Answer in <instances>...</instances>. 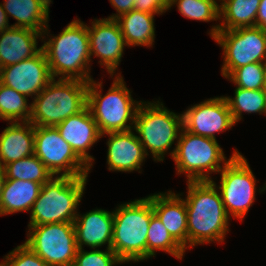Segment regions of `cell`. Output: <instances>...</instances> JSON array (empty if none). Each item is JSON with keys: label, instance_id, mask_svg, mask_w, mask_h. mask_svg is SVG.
<instances>
[{"label": "cell", "instance_id": "1", "mask_svg": "<svg viewBox=\"0 0 266 266\" xmlns=\"http://www.w3.org/2000/svg\"><path fill=\"white\" fill-rule=\"evenodd\" d=\"M184 197L187 211V250L196 245L224 243L229 233L221 194L212 181H187Z\"/></svg>", "mask_w": 266, "mask_h": 266}, {"label": "cell", "instance_id": "2", "mask_svg": "<svg viewBox=\"0 0 266 266\" xmlns=\"http://www.w3.org/2000/svg\"><path fill=\"white\" fill-rule=\"evenodd\" d=\"M41 42L52 78L78 79L85 82L93 79L90 75L93 61L86 23L75 18L57 36L50 34L47 25Z\"/></svg>", "mask_w": 266, "mask_h": 266}, {"label": "cell", "instance_id": "3", "mask_svg": "<svg viewBox=\"0 0 266 266\" xmlns=\"http://www.w3.org/2000/svg\"><path fill=\"white\" fill-rule=\"evenodd\" d=\"M115 77V78H114ZM113 83L103 95V81L88 82L87 107L101 134L134 129L137 110L142 100L132 97L122 75L111 76Z\"/></svg>", "mask_w": 266, "mask_h": 266}, {"label": "cell", "instance_id": "4", "mask_svg": "<svg viewBox=\"0 0 266 266\" xmlns=\"http://www.w3.org/2000/svg\"><path fill=\"white\" fill-rule=\"evenodd\" d=\"M154 214L148 197L116 206L111 250L124 262L147 260V235Z\"/></svg>", "mask_w": 266, "mask_h": 266}, {"label": "cell", "instance_id": "5", "mask_svg": "<svg viewBox=\"0 0 266 266\" xmlns=\"http://www.w3.org/2000/svg\"><path fill=\"white\" fill-rule=\"evenodd\" d=\"M88 176H53L40 189L30 210L28 226L73 223L85 193Z\"/></svg>", "mask_w": 266, "mask_h": 266}, {"label": "cell", "instance_id": "6", "mask_svg": "<svg viewBox=\"0 0 266 266\" xmlns=\"http://www.w3.org/2000/svg\"><path fill=\"white\" fill-rule=\"evenodd\" d=\"M160 101L143 100L134 123V131L138 134L146 156L150 153L155 162H163L169 150L168 154L173 157L175 147L172 144H177L183 129L182 113L170 111Z\"/></svg>", "mask_w": 266, "mask_h": 266}, {"label": "cell", "instance_id": "7", "mask_svg": "<svg viewBox=\"0 0 266 266\" xmlns=\"http://www.w3.org/2000/svg\"><path fill=\"white\" fill-rule=\"evenodd\" d=\"M88 82L78 79H52L32 99L29 121L34 126L55 127L87 107Z\"/></svg>", "mask_w": 266, "mask_h": 266}, {"label": "cell", "instance_id": "8", "mask_svg": "<svg viewBox=\"0 0 266 266\" xmlns=\"http://www.w3.org/2000/svg\"><path fill=\"white\" fill-rule=\"evenodd\" d=\"M232 152L228 159L217 140L183 128L172 157L176 175L185 174L186 181H211V174H218L234 155L241 154L237 149Z\"/></svg>", "mask_w": 266, "mask_h": 266}, {"label": "cell", "instance_id": "9", "mask_svg": "<svg viewBox=\"0 0 266 266\" xmlns=\"http://www.w3.org/2000/svg\"><path fill=\"white\" fill-rule=\"evenodd\" d=\"M220 184L211 181L218 188L227 215L243 222L250 207L256 200V192H266V181L262 188L256 186L257 179L248 160L242 155H234L219 172Z\"/></svg>", "mask_w": 266, "mask_h": 266}, {"label": "cell", "instance_id": "10", "mask_svg": "<svg viewBox=\"0 0 266 266\" xmlns=\"http://www.w3.org/2000/svg\"><path fill=\"white\" fill-rule=\"evenodd\" d=\"M222 48L221 76L251 63H266V32L257 26L219 30L212 38Z\"/></svg>", "mask_w": 266, "mask_h": 266}, {"label": "cell", "instance_id": "11", "mask_svg": "<svg viewBox=\"0 0 266 266\" xmlns=\"http://www.w3.org/2000/svg\"><path fill=\"white\" fill-rule=\"evenodd\" d=\"M24 244L48 266H73L78 250L73 223L28 226Z\"/></svg>", "mask_w": 266, "mask_h": 266}, {"label": "cell", "instance_id": "12", "mask_svg": "<svg viewBox=\"0 0 266 266\" xmlns=\"http://www.w3.org/2000/svg\"><path fill=\"white\" fill-rule=\"evenodd\" d=\"M34 155L54 176H88L90 167L61 137L56 127L34 126Z\"/></svg>", "mask_w": 266, "mask_h": 266}, {"label": "cell", "instance_id": "13", "mask_svg": "<svg viewBox=\"0 0 266 266\" xmlns=\"http://www.w3.org/2000/svg\"><path fill=\"white\" fill-rule=\"evenodd\" d=\"M184 111L185 130L214 140H217L216 133L229 131L236 125L224 96L205 99Z\"/></svg>", "mask_w": 266, "mask_h": 266}, {"label": "cell", "instance_id": "14", "mask_svg": "<svg viewBox=\"0 0 266 266\" xmlns=\"http://www.w3.org/2000/svg\"><path fill=\"white\" fill-rule=\"evenodd\" d=\"M87 28L91 58H99L98 63L110 76L122 75L116 70L127 45L118 22L115 19L99 18L94 19Z\"/></svg>", "mask_w": 266, "mask_h": 266}, {"label": "cell", "instance_id": "15", "mask_svg": "<svg viewBox=\"0 0 266 266\" xmlns=\"http://www.w3.org/2000/svg\"><path fill=\"white\" fill-rule=\"evenodd\" d=\"M52 79L48 61L42 49L29 59L2 67L0 72L2 84L33 99Z\"/></svg>", "mask_w": 266, "mask_h": 266}, {"label": "cell", "instance_id": "16", "mask_svg": "<svg viewBox=\"0 0 266 266\" xmlns=\"http://www.w3.org/2000/svg\"><path fill=\"white\" fill-rule=\"evenodd\" d=\"M104 136H108L106 163L109 171L142 172V165L147 156L134 129L105 133L101 138Z\"/></svg>", "mask_w": 266, "mask_h": 266}, {"label": "cell", "instance_id": "17", "mask_svg": "<svg viewBox=\"0 0 266 266\" xmlns=\"http://www.w3.org/2000/svg\"><path fill=\"white\" fill-rule=\"evenodd\" d=\"M55 127L91 170L95 158L90 155L89 150L99 141L102 134L89 108L86 107L80 113L68 117Z\"/></svg>", "mask_w": 266, "mask_h": 266}, {"label": "cell", "instance_id": "18", "mask_svg": "<svg viewBox=\"0 0 266 266\" xmlns=\"http://www.w3.org/2000/svg\"><path fill=\"white\" fill-rule=\"evenodd\" d=\"M73 224L78 249H84L85 246L91 249H99L106 244L105 247L111 249L114 224L113 211L96 208L85 214L78 212Z\"/></svg>", "mask_w": 266, "mask_h": 266}, {"label": "cell", "instance_id": "19", "mask_svg": "<svg viewBox=\"0 0 266 266\" xmlns=\"http://www.w3.org/2000/svg\"><path fill=\"white\" fill-rule=\"evenodd\" d=\"M183 194L167 190L147 197L151 200L154 213L169 234L187 250V211Z\"/></svg>", "mask_w": 266, "mask_h": 266}, {"label": "cell", "instance_id": "20", "mask_svg": "<svg viewBox=\"0 0 266 266\" xmlns=\"http://www.w3.org/2000/svg\"><path fill=\"white\" fill-rule=\"evenodd\" d=\"M42 33L25 27H11L0 32V62L2 67L16 64L36 55Z\"/></svg>", "mask_w": 266, "mask_h": 266}, {"label": "cell", "instance_id": "21", "mask_svg": "<svg viewBox=\"0 0 266 266\" xmlns=\"http://www.w3.org/2000/svg\"><path fill=\"white\" fill-rule=\"evenodd\" d=\"M0 134V166L34 154V125L30 122H7Z\"/></svg>", "mask_w": 266, "mask_h": 266}, {"label": "cell", "instance_id": "22", "mask_svg": "<svg viewBox=\"0 0 266 266\" xmlns=\"http://www.w3.org/2000/svg\"><path fill=\"white\" fill-rule=\"evenodd\" d=\"M2 2L8 19L12 17L16 20L12 27L30 28L40 33L46 29L52 0H4Z\"/></svg>", "mask_w": 266, "mask_h": 266}, {"label": "cell", "instance_id": "23", "mask_svg": "<svg viewBox=\"0 0 266 266\" xmlns=\"http://www.w3.org/2000/svg\"><path fill=\"white\" fill-rule=\"evenodd\" d=\"M261 0H222L219 4L220 23L212 25L209 35L213 38L219 30H233L256 26Z\"/></svg>", "mask_w": 266, "mask_h": 266}, {"label": "cell", "instance_id": "24", "mask_svg": "<svg viewBox=\"0 0 266 266\" xmlns=\"http://www.w3.org/2000/svg\"><path fill=\"white\" fill-rule=\"evenodd\" d=\"M154 17L155 14L133 9L115 19L127 47H153L156 38Z\"/></svg>", "mask_w": 266, "mask_h": 266}, {"label": "cell", "instance_id": "25", "mask_svg": "<svg viewBox=\"0 0 266 266\" xmlns=\"http://www.w3.org/2000/svg\"><path fill=\"white\" fill-rule=\"evenodd\" d=\"M41 186L33 181L6 179L0 200V216L29 212L38 198Z\"/></svg>", "mask_w": 266, "mask_h": 266}, {"label": "cell", "instance_id": "26", "mask_svg": "<svg viewBox=\"0 0 266 266\" xmlns=\"http://www.w3.org/2000/svg\"><path fill=\"white\" fill-rule=\"evenodd\" d=\"M156 251H163L183 260L185 249L169 234L158 216L154 213L148 228L147 235V260L156 256Z\"/></svg>", "mask_w": 266, "mask_h": 266}, {"label": "cell", "instance_id": "27", "mask_svg": "<svg viewBox=\"0 0 266 266\" xmlns=\"http://www.w3.org/2000/svg\"><path fill=\"white\" fill-rule=\"evenodd\" d=\"M235 123L243 119L242 113L266 115V97L263 90L235 88L234 97L224 96Z\"/></svg>", "mask_w": 266, "mask_h": 266}, {"label": "cell", "instance_id": "28", "mask_svg": "<svg viewBox=\"0 0 266 266\" xmlns=\"http://www.w3.org/2000/svg\"><path fill=\"white\" fill-rule=\"evenodd\" d=\"M23 94L0 82V120L27 122L31 116V102Z\"/></svg>", "mask_w": 266, "mask_h": 266}, {"label": "cell", "instance_id": "29", "mask_svg": "<svg viewBox=\"0 0 266 266\" xmlns=\"http://www.w3.org/2000/svg\"><path fill=\"white\" fill-rule=\"evenodd\" d=\"M4 170L6 179L33 181L41 185L54 176L34 154L6 164Z\"/></svg>", "mask_w": 266, "mask_h": 266}, {"label": "cell", "instance_id": "30", "mask_svg": "<svg viewBox=\"0 0 266 266\" xmlns=\"http://www.w3.org/2000/svg\"><path fill=\"white\" fill-rule=\"evenodd\" d=\"M177 5L179 13L188 19L202 22L219 21L220 8L217 0H171L168 10Z\"/></svg>", "mask_w": 266, "mask_h": 266}, {"label": "cell", "instance_id": "31", "mask_svg": "<svg viewBox=\"0 0 266 266\" xmlns=\"http://www.w3.org/2000/svg\"><path fill=\"white\" fill-rule=\"evenodd\" d=\"M266 63H251L235 69L226 79L236 85L237 88L248 90H262Z\"/></svg>", "mask_w": 266, "mask_h": 266}, {"label": "cell", "instance_id": "32", "mask_svg": "<svg viewBox=\"0 0 266 266\" xmlns=\"http://www.w3.org/2000/svg\"><path fill=\"white\" fill-rule=\"evenodd\" d=\"M125 264L111 249H78L73 266H117Z\"/></svg>", "mask_w": 266, "mask_h": 266}, {"label": "cell", "instance_id": "33", "mask_svg": "<svg viewBox=\"0 0 266 266\" xmlns=\"http://www.w3.org/2000/svg\"><path fill=\"white\" fill-rule=\"evenodd\" d=\"M4 266H48L47 263L34 253L24 243L15 247L0 261Z\"/></svg>", "mask_w": 266, "mask_h": 266}, {"label": "cell", "instance_id": "34", "mask_svg": "<svg viewBox=\"0 0 266 266\" xmlns=\"http://www.w3.org/2000/svg\"><path fill=\"white\" fill-rule=\"evenodd\" d=\"M170 2L171 0H135L134 9L159 16L168 11Z\"/></svg>", "mask_w": 266, "mask_h": 266}, {"label": "cell", "instance_id": "35", "mask_svg": "<svg viewBox=\"0 0 266 266\" xmlns=\"http://www.w3.org/2000/svg\"><path fill=\"white\" fill-rule=\"evenodd\" d=\"M116 13L108 16L107 19H116L122 14L128 13L134 9L135 0H109Z\"/></svg>", "mask_w": 266, "mask_h": 266}, {"label": "cell", "instance_id": "36", "mask_svg": "<svg viewBox=\"0 0 266 266\" xmlns=\"http://www.w3.org/2000/svg\"><path fill=\"white\" fill-rule=\"evenodd\" d=\"M256 26L266 32V0H261L256 17Z\"/></svg>", "mask_w": 266, "mask_h": 266}, {"label": "cell", "instance_id": "37", "mask_svg": "<svg viewBox=\"0 0 266 266\" xmlns=\"http://www.w3.org/2000/svg\"><path fill=\"white\" fill-rule=\"evenodd\" d=\"M11 27H12V24L9 25L8 16L5 10L3 9L2 3H0V32H2L3 30L9 29Z\"/></svg>", "mask_w": 266, "mask_h": 266}, {"label": "cell", "instance_id": "38", "mask_svg": "<svg viewBox=\"0 0 266 266\" xmlns=\"http://www.w3.org/2000/svg\"><path fill=\"white\" fill-rule=\"evenodd\" d=\"M5 180H6V176H5L4 167L0 166V200H1V194H2V189L4 187Z\"/></svg>", "mask_w": 266, "mask_h": 266}, {"label": "cell", "instance_id": "39", "mask_svg": "<svg viewBox=\"0 0 266 266\" xmlns=\"http://www.w3.org/2000/svg\"><path fill=\"white\" fill-rule=\"evenodd\" d=\"M263 93H264V95H265V97H266V71H265V76H264V85H263Z\"/></svg>", "mask_w": 266, "mask_h": 266}]
</instances>
